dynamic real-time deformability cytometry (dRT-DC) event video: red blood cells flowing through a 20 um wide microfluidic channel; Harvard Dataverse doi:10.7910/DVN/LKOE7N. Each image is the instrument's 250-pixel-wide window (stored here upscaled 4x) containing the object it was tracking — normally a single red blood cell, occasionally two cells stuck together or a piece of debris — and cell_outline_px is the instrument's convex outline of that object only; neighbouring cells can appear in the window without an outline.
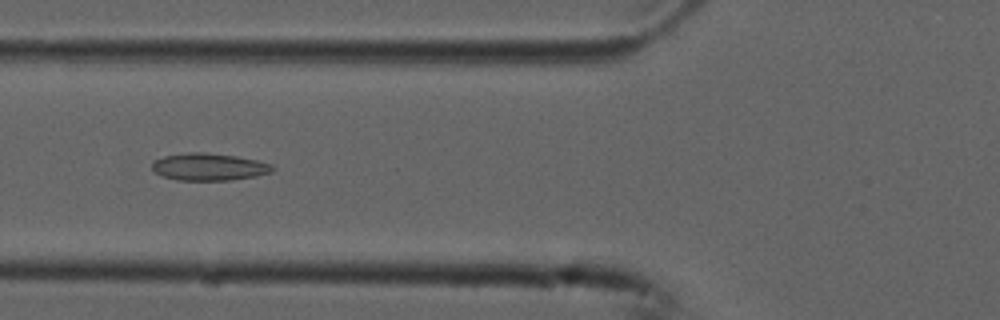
{"species": "common noctule bat (a hibernating species)", "species_latin": "Nyctalus noctula", "temperature_condition": "cold", "stored_images_in_passage": 7, "camera_frame_rate_fps": 3000, "um_per_image_px": 0.085, "animal": {"sex": "male", "forearm_length_mm": 52.5}, "frame": {"image": 1, "passage_image": 3, "time_ms": 0.667, "image_size_px": [1000, 320], "cell_outline_px": [[276, 168], [272, 172], [256, 176], [232, 180], [176, 180], [164, 176], [156, 172], [152, 168], [152, 164], [156, 160], [164, 156], [188, 152], [204, 152], [236, 156], [256, 160], [272, 164]], "centroid_in_image_um": [17.81, 14.18], "position_along_channel_um": 108.0, "area_um2": 19.07}}
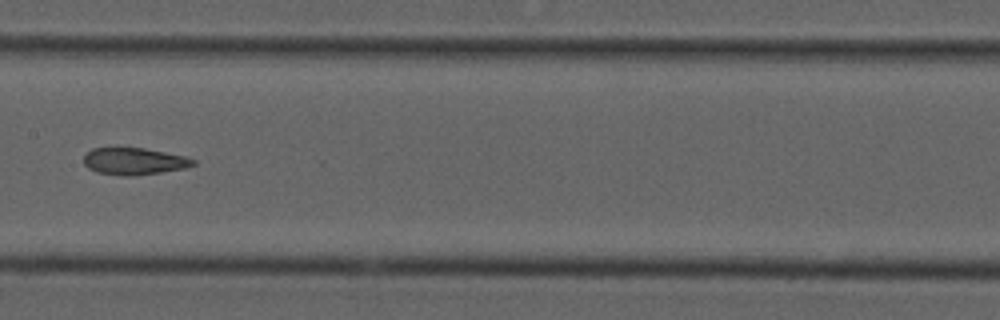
{"frame": {"image": 2, "passage_image": 5, "time_ms": 1.333, "image_size_px": [1000, 320], "cell_outline_px": [[196, 164], [184, 168], [160, 172], [132, 176], [128, 176], [96, 172], [88, 168], [84, 164], [84, 156], [92, 148], [144, 148], [184, 156], [196, 160]], "centroid_in_image_um": [11.39, 13.71], "position_along_channel_um": 196.0, "area_um2": 16.99}}
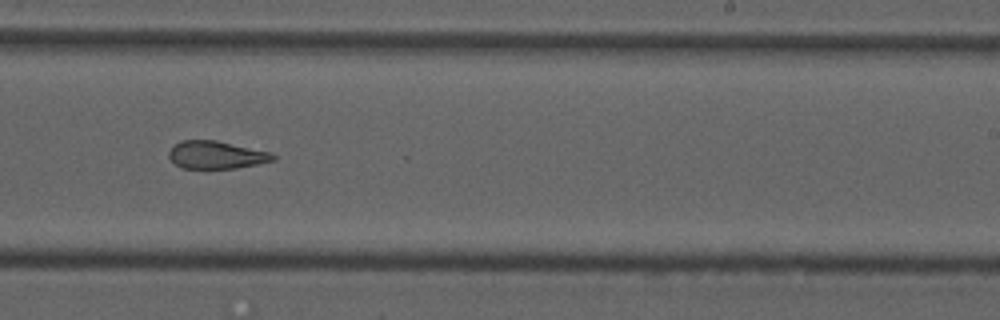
{"frame": {"image": 3, "passage_image": 7, "time_ms": 2.0, "image_size_px": [1000, 320], "cell_outline_px": [[276, 160], [236, 168], [184, 168], [176, 164], [168, 156], [168, 152], [180, 140], [216, 140], [268, 152], [276, 156]], "centroid_in_image_um": [18.37, 13.16], "position_along_channel_um": 270.6, "area_um2": 16.53}}